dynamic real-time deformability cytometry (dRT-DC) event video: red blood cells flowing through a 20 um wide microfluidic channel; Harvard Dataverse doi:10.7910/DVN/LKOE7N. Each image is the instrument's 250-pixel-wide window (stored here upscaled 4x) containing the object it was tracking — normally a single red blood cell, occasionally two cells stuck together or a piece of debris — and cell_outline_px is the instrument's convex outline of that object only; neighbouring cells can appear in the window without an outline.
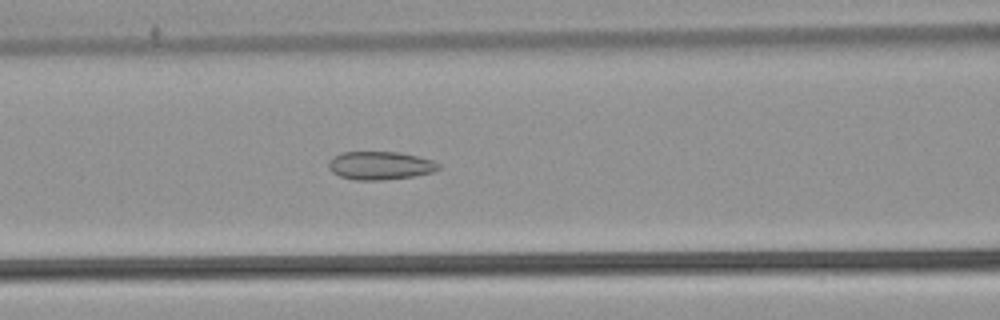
{"species": "common noctule bat (a hibernating species)", "species_latin": "Nyctalus noctula", "temperature_condition": "warm", "stored_images_in_passage": 39, "camera_frame_rate_fps": 3000, "um_per_image_px": 0.085, "animal": {"sex": "male", "body_mass_g": 21.5, "forearm_length_mm": 52.0}, "frame": {"image": 1, "passage_image": 8, "time_ms": 2.333, "image_size_px": [1000, 320], "cell_outline_px": [[440, 168], [432, 172], [412, 176], [380, 180], [356, 180], [340, 176], [332, 172], [328, 168], [328, 164], [340, 152], [400, 152], [432, 160], [440, 164]], "centroid_in_image_um": [32.31, 14.07], "position_along_channel_um": 134.3, "area_um2": 17.86}}
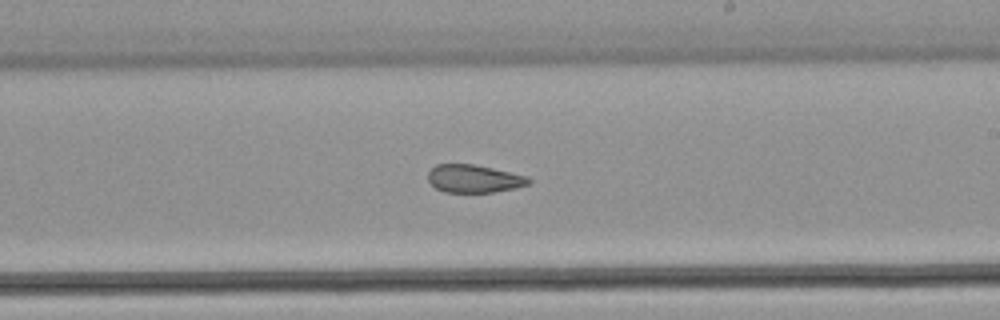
{"frame": {"image": 2, "passage_image": 17, "time_ms": 5.333, "image_size_px": [1000, 320], "cell_outline_px": [[532, 184], [516, 188], [492, 192], [444, 192], [436, 188], [428, 180], [428, 172], [436, 164], [472, 164], [492, 168], [528, 176], [532, 180]], "centroid_in_image_um": [40.32, 15.19], "position_along_channel_um": 248.7, "area_um2": 16.42}}
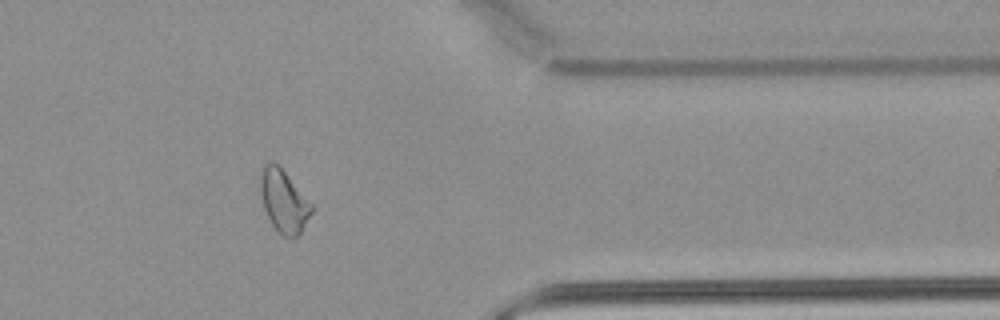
{"frame": {"image": 3, "passage_image": 29, "time_ms": 9.333, "image_size_px": [1000, 320], "cell_outline_px": [[312, 212], [300, 232], [296, 236], [284, 236], [272, 224], [264, 208], [260, 192], [260, 168], [264, 164], [272, 160], [284, 172], [312, 204]], "centroid_in_image_um": [24.08, 17.05], "position_along_channel_um": 387.3, "area_um2": 18.09}, "authors_computed_cell_mechanics": {"area_um2": 18.0914, "velocity_mm_per_s": 3.8333, "shape_relaxation_time_tau1_ms": null, "shape_relaxation_time_tau2_ms": 2.1351, "deformation_change_tau1": null, "deformation_change_tau2": 0.0774}}